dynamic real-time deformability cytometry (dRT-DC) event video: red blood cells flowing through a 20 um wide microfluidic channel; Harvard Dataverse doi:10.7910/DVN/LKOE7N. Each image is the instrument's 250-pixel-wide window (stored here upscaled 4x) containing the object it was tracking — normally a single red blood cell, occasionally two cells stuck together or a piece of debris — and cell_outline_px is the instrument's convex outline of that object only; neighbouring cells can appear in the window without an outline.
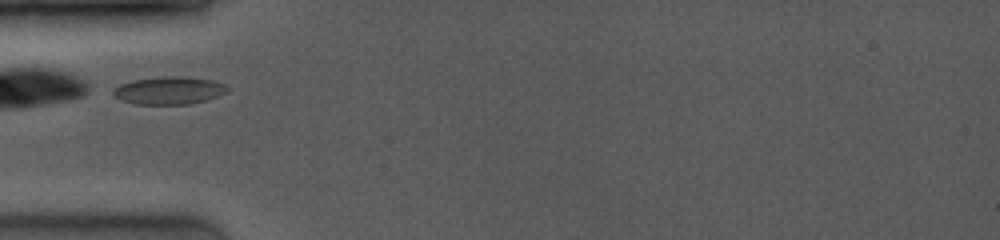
{"species": "common noctule bat (a hibernating species)", "species_latin": "Nyctalus noctula", "temperature_condition": "room temperature", "stored_images_in_passage": 2, "camera_frame_rate_fps": 4000, "um_per_image_px": 0.085, "animal": {"sex": "female", "body_mass_g": 19.0, "forearm_length_mm": 53.3}, "frame": {"image": 1, "passage_image": 1, "time_ms": 0.0, "image_size_px": [1000, 240], "cell_outline_px": [[228, 92], [204, 100], [188, 104], [136, 104], [120, 100], [112, 92], [112, 88], [120, 84], [132, 80], [164, 76], [184, 76], [212, 80], [224, 84], [228, 88]], "centroid_in_image_um": [14.33, 7.68], "position_along_channel_um": 70.7, "area_um2": 18.38}}